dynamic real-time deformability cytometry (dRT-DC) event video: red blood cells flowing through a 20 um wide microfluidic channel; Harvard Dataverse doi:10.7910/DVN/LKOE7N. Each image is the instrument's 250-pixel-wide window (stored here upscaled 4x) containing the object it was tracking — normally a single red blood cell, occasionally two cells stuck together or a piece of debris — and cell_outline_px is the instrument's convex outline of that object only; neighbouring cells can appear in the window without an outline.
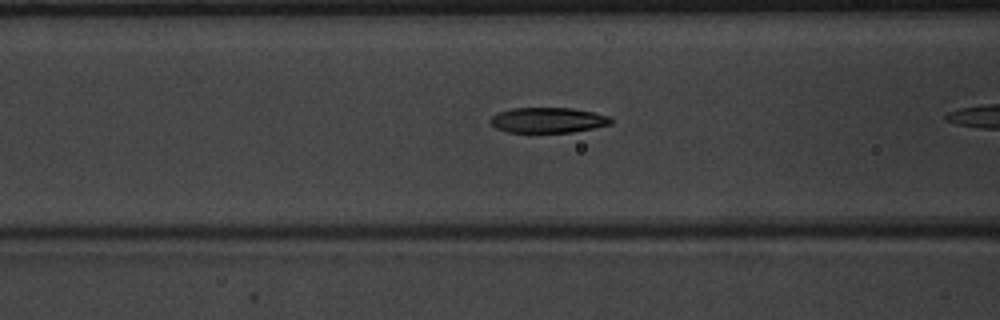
{"species": "common noctule bat (a hibernating species)", "species_latin": "Nyctalus noctula", "temperature_condition": "warm", "stored_images_in_passage": 6, "camera_frame_rate_fps": 3000, "um_per_image_px": 0.085, "animal": {"sex": "male", "body_mass_g": 20.1, "forearm_length_mm": 53.5}, "frame": {"image": 1, "passage_image": 4, "time_ms": 1.0, "image_size_px": [1000, 320], "cell_outline_px": [[612, 124], [572, 132], [508, 132], [496, 128], [488, 120], [492, 116], [500, 112], [512, 108], [572, 108], [592, 112], [608, 116], [612, 120]], "centroid_in_image_um": [46.56, 10.21], "position_along_channel_um": 120.0, "area_um2": 17.63}}